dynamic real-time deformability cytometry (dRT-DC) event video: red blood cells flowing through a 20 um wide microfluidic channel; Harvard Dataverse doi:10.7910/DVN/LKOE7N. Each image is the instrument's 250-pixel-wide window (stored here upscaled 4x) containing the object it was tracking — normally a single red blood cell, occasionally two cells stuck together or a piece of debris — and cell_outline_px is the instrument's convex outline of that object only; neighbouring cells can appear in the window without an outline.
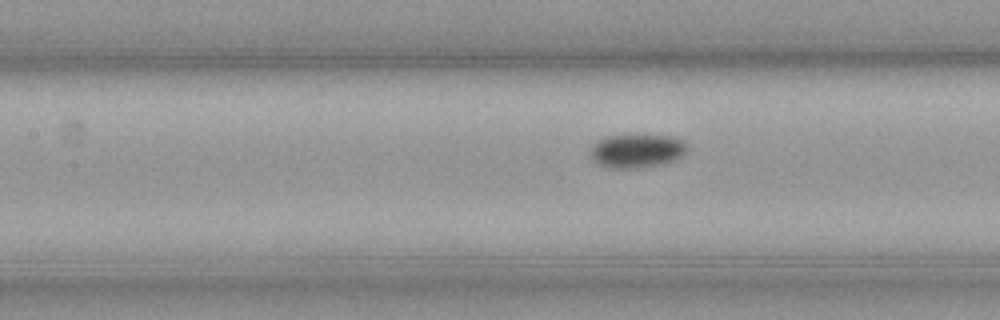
{"species": "common noctule bat (a hibernating species)", "species_latin": "Nyctalus noctula", "temperature_condition": "cold", "stored_images_in_passage": 27, "camera_frame_rate_fps": 3000, "um_per_image_px": 0.085, "animal": {"sex": "male", "body_mass_g": 23.1, "forearm_length_mm": 52.7}, "frame": {"image": 1, "passage_image": 7, "time_ms": 2.0, "image_size_px": [1000, 320], "cell_outline_px": [[688, 148], [680, 156], [672, 160], [656, 164], [628, 168], [612, 168], [600, 164], [592, 160], [588, 156], [588, 152], [592, 144], [608, 136], [672, 136], [684, 140], [688, 144]], "centroid_in_image_um": [54.08, 12.81], "position_along_channel_um": 153.3, "area_um2": 18.55}}
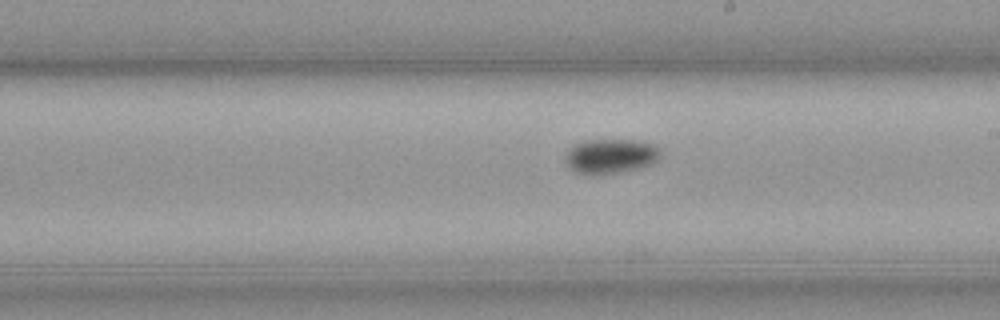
{"frame": {"image": 2, "passage_image": 14, "time_ms": 4.333, "image_size_px": [1000, 320], "cell_outline_px": [[660, 156], [652, 164], [636, 168], [616, 172], [576, 172], [564, 160], [568, 148], [572, 144], [588, 140], [632, 140], [656, 144], [660, 148]], "centroid_in_image_um": [51.92, 13.22], "position_along_channel_um": 237.1, "area_um2": 18.67}}
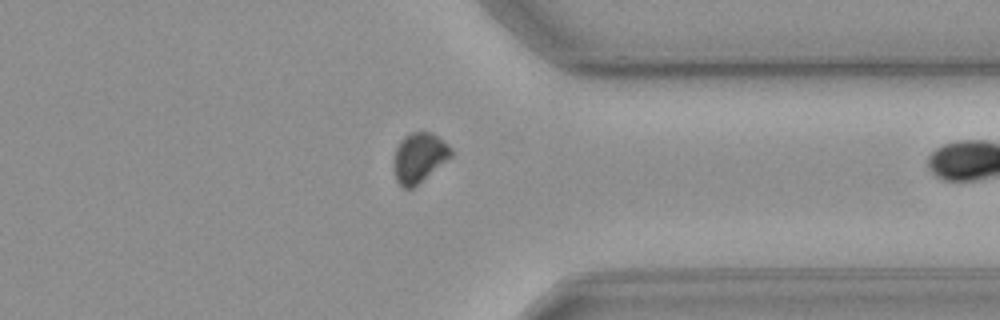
{"frame": {"image": 3, "passage_image": 26, "time_ms": 8.333, "image_size_px": [1000, 320], "cell_outline_px": [[452, 156], [412, 188], [404, 188], [396, 180], [392, 160], [396, 148], [400, 140], [404, 136], [412, 132], [432, 132], [448, 144], [452, 148]], "centroid_in_image_um": [35.61, 13.37], "position_along_channel_um": 375.8, "area_um2": 16.53}}